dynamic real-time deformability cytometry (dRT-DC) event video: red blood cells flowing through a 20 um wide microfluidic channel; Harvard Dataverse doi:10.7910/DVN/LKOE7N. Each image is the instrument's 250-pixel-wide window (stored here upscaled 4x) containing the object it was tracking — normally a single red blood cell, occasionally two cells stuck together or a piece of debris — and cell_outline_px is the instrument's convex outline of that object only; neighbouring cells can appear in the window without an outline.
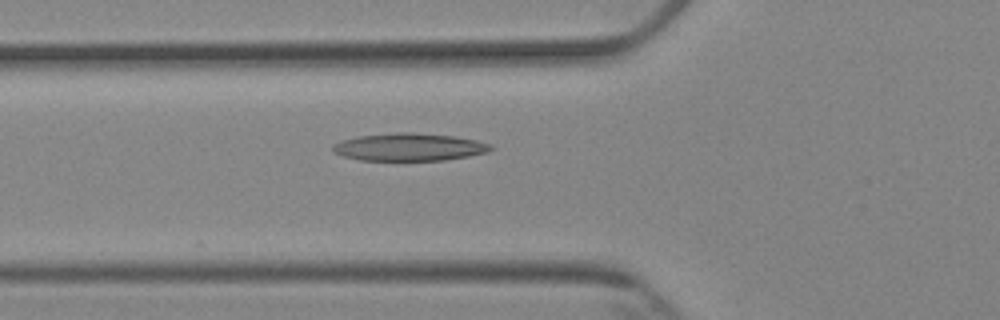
{"species": "Egyptian fruit bat (a non-hibernating species)", "species_latin": "Rousettus aegyptiacus", "temperature_condition": "cold", "stored_images_in_passage": 2, "camera_frame_rate_fps": 3000, "um_per_image_px": 0.085, "animal": {"sex": "female"}, "frame": {"image": 1, "passage_image": 2, "time_ms": 2.0, "image_size_px": [1000, 320], "cell_outline_px": [[492, 148], [488, 152], [468, 156], [444, 160], [360, 160], [344, 156], [332, 152], [332, 144], [340, 140], [356, 136], [396, 132], [412, 132], [452, 136], [476, 140], [492, 144]], "centroid_in_image_um": [34.74, 12.49], "position_along_channel_um": 91.1, "area_um2": 25.49}}